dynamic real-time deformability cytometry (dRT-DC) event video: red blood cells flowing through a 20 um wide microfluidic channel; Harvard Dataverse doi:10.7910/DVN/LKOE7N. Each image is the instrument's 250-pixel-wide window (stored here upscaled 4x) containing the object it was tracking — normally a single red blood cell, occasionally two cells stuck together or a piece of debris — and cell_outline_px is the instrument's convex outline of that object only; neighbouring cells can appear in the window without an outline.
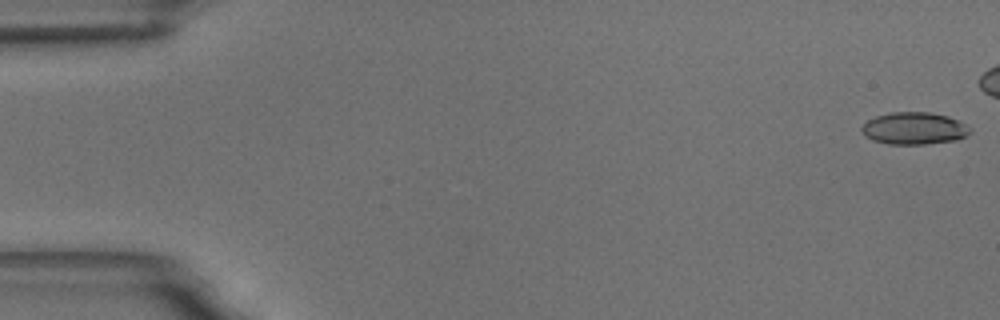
{"species": "common noctule bat (a hibernating species)", "species_latin": "Nyctalus noctula", "temperature_condition": "room temperature", "stored_images_in_passage": 47, "camera_frame_rate_fps": 3000, "um_per_image_px": 0.085, "animal": {"sex": "male", "body_mass_g": 18.8}, "frame": {"image": 1, "passage_image": 1, "time_ms": 0.0, "image_size_px": [1000, 320], "cell_outline_px": [[972, 132], [968, 136], [956, 140], [924, 144], [888, 144], [872, 140], [864, 136], [860, 128], [868, 120], [876, 116], [892, 112], [928, 112], [948, 116], [972, 128]], "centroid_in_image_um": [77.71, 10.92], "position_along_channel_um": 7.3, "area_um2": 20.4}}
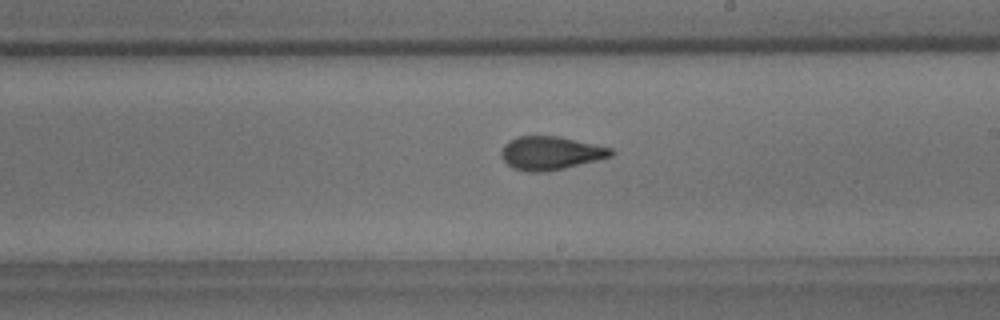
{"frame": {"image": 2, "passage_image": 33, "time_ms": 10.667, "image_size_px": [1000, 320], "cell_outline_px": [[616, 152], [612, 156], [564, 168], [544, 172], [528, 172], [512, 168], [500, 156], [500, 152], [504, 144], [508, 140], [516, 136], [560, 136], [612, 148]], "centroid_in_image_um": [46.78, 13.0], "position_along_channel_um": 242.2, "area_um2": 21.5}}
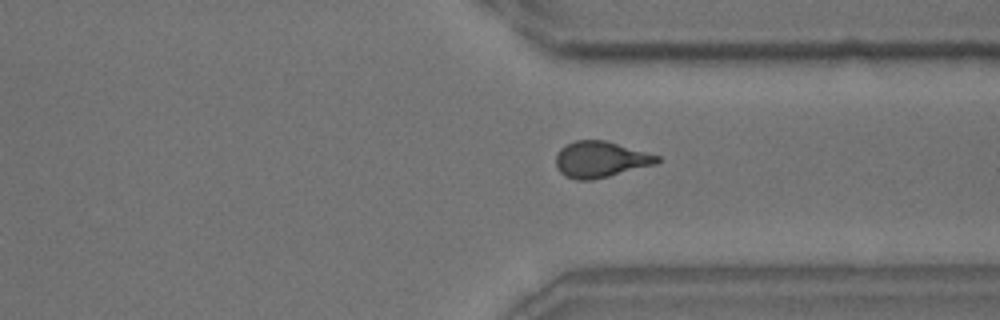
{"frame": {"image": 3, "passage_image": 43, "time_ms": 14.0, "image_size_px": [1000, 320], "cell_outline_px": [[660, 160], [656, 164], [592, 180], [576, 180], [564, 176], [556, 168], [556, 156], [560, 148], [576, 140], [604, 140], [660, 156]], "centroid_in_image_um": [51.01, 13.56], "position_along_channel_um": 360.4, "area_um2": 21.15}}